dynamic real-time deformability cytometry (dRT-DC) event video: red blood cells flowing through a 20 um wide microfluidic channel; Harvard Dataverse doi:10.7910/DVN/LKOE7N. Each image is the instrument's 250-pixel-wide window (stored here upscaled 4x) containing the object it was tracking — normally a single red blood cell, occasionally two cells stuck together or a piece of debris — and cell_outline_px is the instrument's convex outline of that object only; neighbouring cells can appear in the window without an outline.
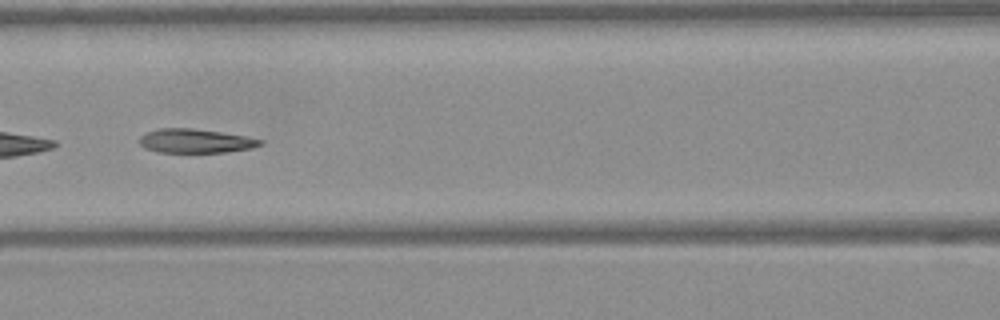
{"species": "Egyptian fruit bat (a non-hibernating species)", "species_latin": "Rousettus aegyptiacus", "temperature_condition": "warm", "stored_images_in_passage": 36, "camera_frame_rate_fps": 3000, "um_per_image_px": 0.085, "frame": {"image": 1, "passage_image": 21, "time_ms": 6.667, "image_size_px": [1000, 320], "cell_outline_px": [[264, 144], [252, 148], [228, 152], [156, 152], [144, 148], [140, 144], [140, 136], [156, 128], [192, 128], [220, 132], [244, 136], [264, 140]], "centroid_in_image_um": [16.62, 11.98], "position_along_channel_um": 150.0, "area_um2": 16.94}}